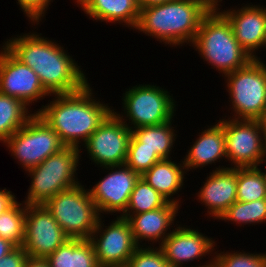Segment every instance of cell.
<instances>
[{
  "mask_svg": "<svg viewBox=\"0 0 266 267\" xmlns=\"http://www.w3.org/2000/svg\"><path fill=\"white\" fill-rule=\"evenodd\" d=\"M37 32L16 35L3 44L18 60L29 66L50 94H70L89 82L85 72L64 47Z\"/></svg>",
  "mask_w": 266,
  "mask_h": 267,
  "instance_id": "1",
  "label": "cell"
},
{
  "mask_svg": "<svg viewBox=\"0 0 266 267\" xmlns=\"http://www.w3.org/2000/svg\"><path fill=\"white\" fill-rule=\"evenodd\" d=\"M90 85L70 94H53L50 103L34 111L66 146L80 148V143L83 145L113 111L112 106L110 108L93 95Z\"/></svg>",
  "mask_w": 266,
  "mask_h": 267,
  "instance_id": "2",
  "label": "cell"
},
{
  "mask_svg": "<svg viewBox=\"0 0 266 267\" xmlns=\"http://www.w3.org/2000/svg\"><path fill=\"white\" fill-rule=\"evenodd\" d=\"M210 9L199 0H173L140 9L135 31L170 47L192 44Z\"/></svg>",
  "mask_w": 266,
  "mask_h": 267,
  "instance_id": "3",
  "label": "cell"
},
{
  "mask_svg": "<svg viewBox=\"0 0 266 267\" xmlns=\"http://www.w3.org/2000/svg\"><path fill=\"white\" fill-rule=\"evenodd\" d=\"M222 77L246 66L253 58L235 39L230 22L219 10H210L190 45Z\"/></svg>",
  "mask_w": 266,
  "mask_h": 267,
  "instance_id": "4",
  "label": "cell"
},
{
  "mask_svg": "<svg viewBox=\"0 0 266 267\" xmlns=\"http://www.w3.org/2000/svg\"><path fill=\"white\" fill-rule=\"evenodd\" d=\"M81 150L66 146L41 164L28 169L26 172L31 176V183L23 202L28 205H44L59 192L79 184L76 171L81 165Z\"/></svg>",
  "mask_w": 266,
  "mask_h": 267,
  "instance_id": "5",
  "label": "cell"
},
{
  "mask_svg": "<svg viewBox=\"0 0 266 267\" xmlns=\"http://www.w3.org/2000/svg\"><path fill=\"white\" fill-rule=\"evenodd\" d=\"M261 60L260 56L252 59L246 66L224 76L233 115L227 118H266V64Z\"/></svg>",
  "mask_w": 266,
  "mask_h": 267,
  "instance_id": "6",
  "label": "cell"
},
{
  "mask_svg": "<svg viewBox=\"0 0 266 267\" xmlns=\"http://www.w3.org/2000/svg\"><path fill=\"white\" fill-rule=\"evenodd\" d=\"M172 95L157 84H139L129 87L123 93L121 99L124 113L120 114L119 111H114V108L113 112L131 130L160 125L171 121L175 116L177 105Z\"/></svg>",
  "mask_w": 266,
  "mask_h": 267,
  "instance_id": "7",
  "label": "cell"
},
{
  "mask_svg": "<svg viewBox=\"0 0 266 267\" xmlns=\"http://www.w3.org/2000/svg\"><path fill=\"white\" fill-rule=\"evenodd\" d=\"M81 182L49 199L44 206L70 239H90L102 217Z\"/></svg>",
  "mask_w": 266,
  "mask_h": 267,
  "instance_id": "8",
  "label": "cell"
},
{
  "mask_svg": "<svg viewBox=\"0 0 266 267\" xmlns=\"http://www.w3.org/2000/svg\"><path fill=\"white\" fill-rule=\"evenodd\" d=\"M3 144L25 171L66 147L59 135L37 113Z\"/></svg>",
  "mask_w": 266,
  "mask_h": 267,
  "instance_id": "9",
  "label": "cell"
},
{
  "mask_svg": "<svg viewBox=\"0 0 266 267\" xmlns=\"http://www.w3.org/2000/svg\"><path fill=\"white\" fill-rule=\"evenodd\" d=\"M226 156L231 168L265 162L262 120L224 118Z\"/></svg>",
  "mask_w": 266,
  "mask_h": 267,
  "instance_id": "10",
  "label": "cell"
},
{
  "mask_svg": "<svg viewBox=\"0 0 266 267\" xmlns=\"http://www.w3.org/2000/svg\"><path fill=\"white\" fill-rule=\"evenodd\" d=\"M131 129L112 111L84 146L89 159L98 167L118 166L126 163Z\"/></svg>",
  "mask_w": 266,
  "mask_h": 267,
  "instance_id": "11",
  "label": "cell"
},
{
  "mask_svg": "<svg viewBox=\"0 0 266 267\" xmlns=\"http://www.w3.org/2000/svg\"><path fill=\"white\" fill-rule=\"evenodd\" d=\"M103 222L100 218L89 239L99 267H126L138 247L128 220L118 215L108 226Z\"/></svg>",
  "mask_w": 266,
  "mask_h": 267,
  "instance_id": "12",
  "label": "cell"
},
{
  "mask_svg": "<svg viewBox=\"0 0 266 267\" xmlns=\"http://www.w3.org/2000/svg\"><path fill=\"white\" fill-rule=\"evenodd\" d=\"M70 238L44 205L25 204V238L29 257L46 258Z\"/></svg>",
  "mask_w": 266,
  "mask_h": 267,
  "instance_id": "13",
  "label": "cell"
},
{
  "mask_svg": "<svg viewBox=\"0 0 266 267\" xmlns=\"http://www.w3.org/2000/svg\"><path fill=\"white\" fill-rule=\"evenodd\" d=\"M104 169L110 172L88 189L89 193L100 215L105 212L112 215L118 213L121 216L126 211L130 195L141 176L126 164L108 166Z\"/></svg>",
  "mask_w": 266,
  "mask_h": 267,
  "instance_id": "14",
  "label": "cell"
},
{
  "mask_svg": "<svg viewBox=\"0 0 266 267\" xmlns=\"http://www.w3.org/2000/svg\"><path fill=\"white\" fill-rule=\"evenodd\" d=\"M0 93L21 100L28 107L52 96L42 86L38 75L4 45L0 50Z\"/></svg>",
  "mask_w": 266,
  "mask_h": 267,
  "instance_id": "15",
  "label": "cell"
},
{
  "mask_svg": "<svg viewBox=\"0 0 266 267\" xmlns=\"http://www.w3.org/2000/svg\"><path fill=\"white\" fill-rule=\"evenodd\" d=\"M159 245L170 267H183L188 262L199 260L209 254L214 256L217 243L198 229L178 226ZM185 226V227H184ZM187 227V228H186Z\"/></svg>",
  "mask_w": 266,
  "mask_h": 267,
  "instance_id": "16",
  "label": "cell"
},
{
  "mask_svg": "<svg viewBox=\"0 0 266 267\" xmlns=\"http://www.w3.org/2000/svg\"><path fill=\"white\" fill-rule=\"evenodd\" d=\"M250 4L219 11L230 22L238 43L256 59V51L266 48V7Z\"/></svg>",
  "mask_w": 266,
  "mask_h": 267,
  "instance_id": "17",
  "label": "cell"
},
{
  "mask_svg": "<svg viewBox=\"0 0 266 267\" xmlns=\"http://www.w3.org/2000/svg\"><path fill=\"white\" fill-rule=\"evenodd\" d=\"M215 168L207 175L196 197L205 205L206 215L218 220L237 201V168L223 165Z\"/></svg>",
  "mask_w": 266,
  "mask_h": 267,
  "instance_id": "18",
  "label": "cell"
},
{
  "mask_svg": "<svg viewBox=\"0 0 266 267\" xmlns=\"http://www.w3.org/2000/svg\"><path fill=\"white\" fill-rule=\"evenodd\" d=\"M180 206L172 202H168L165 206L133 215H121L126 218L130 224L133 238L138 246H142V241L148 244L156 242L159 245L172 232L171 227H175L174 221ZM169 229V231H168ZM168 232V233H167ZM160 240V241H159ZM150 242V243H149Z\"/></svg>",
  "mask_w": 266,
  "mask_h": 267,
  "instance_id": "19",
  "label": "cell"
},
{
  "mask_svg": "<svg viewBox=\"0 0 266 267\" xmlns=\"http://www.w3.org/2000/svg\"><path fill=\"white\" fill-rule=\"evenodd\" d=\"M216 122L218 123L209 125L207 126L208 128L198 133L199 137L187 150L184 159H181L185 165L186 172L190 171V169L196 170V168H203L206 165L209 166V164L220 162L222 158L227 159L224 119L219 118Z\"/></svg>",
  "mask_w": 266,
  "mask_h": 267,
  "instance_id": "20",
  "label": "cell"
},
{
  "mask_svg": "<svg viewBox=\"0 0 266 267\" xmlns=\"http://www.w3.org/2000/svg\"><path fill=\"white\" fill-rule=\"evenodd\" d=\"M77 6L86 13L87 17L106 23H119L123 27L136 29L140 8L137 0H75Z\"/></svg>",
  "mask_w": 266,
  "mask_h": 267,
  "instance_id": "21",
  "label": "cell"
},
{
  "mask_svg": "<svg viewBox=\"0 0 266 267\" xmlns=\"http://www.w3.org/2000/svg\"><path fill=\"white\" fill-rule=\"evenodd\" d=\"M171 160L162 159L156 162L141 177L168 202L181 206V200L178 198L180 195L178 193L185 185L184 179L187 173L183 160L178 164ZM174 195H177V197L174 198Z\"/></svg>",
  "mask_w": 266,
  "mask_h": 267,
  "instance_id": "22",
  "label": "cell"
},
{
  "mask_svg": "<svg viewBox=\"0 0 266 267\" xmlns=\"http://www.w3.org/2000/svg\"><path fill=\"white\" fill-rule=\"evenodd\" d=\"M45 259L50 267H99L89 239H69Z\"/></svg>",
  "mask_w": 266,
  "mask_h": 267,
  "instance_id": "23",
  "label": "cell"
},
{
  "mask_svg": "<svg viewBox=\"0 0 266 267\" xmlns=\"http://www.w3.org/2000/svg\"><path fill=\"white\" fill-rule=\"evenodd\" d=\"M174 120L155 126H144L132 129V134L140 141V148L155 151L161 159H172L171 152L175 146Z\"/></svg>",
  "mask_w": 266,
  "mask_h": 267,
  "instance_id": "24",
  "label": "cell"
},
{
  "mask_svg": "<svg viewBox=\"0 0 266 267\" xmlns=\"http://www.w3.org/2000/svg\"><path fill=\"white\" fill-rule=\"evenodd\" d=\"M21 100L0 93V142L4 143L35 114ZM31 112V113H30Z\"/></svg>",
  "mask_w": 266,
  "mask_h": 267,
  "instance_id": "25",
  "label": "cell"
},
{
  "mask_svg": "<svg viewBox=\"0 0 266 267\" xmlns=\"http://www.w3.org/2000/svg\"><path fill=\"white\" fill-rule=\"evenodd\" d=\"M266 199V177L261 167L237 168V201Z\"/></svg>",
  "mask_w": 266,
  "mask_h": 267,
  "instance_id": "26",
  "label": "cell"
},
{
  "mask_svg": "<svg viewBox=\"0 0 266 267\" xmlns=\"http://www.w3.org/2000/svg\"><path fill=\"white\" fill-rule=\"evenodd\" d=\"M237 226L266 222V199L251 202L235 201L219 218Z\"/></svg>",
  "mask_w": 266,
  "mask_h": 267,
  "instance_id": "27",
  "label": "cell"
},
{
  "mask_svg": "<svg viewBox=\"0 0 266 267\" xmlns=\"http://www.w3.org/2000/svg\"><path fill=\"white\" fill-rule=\"evenodd\" d=\"M168 201L142 177L136 182L130 195L126 211L122 215H133L165 206Z\"/></svg>",
  "mask_w": 266,
  "mask_h": 267,
  "instance_id": "28",
  "label": "cell"
},
{
  "mask_svg": "<svg viewBox=\"0 0 266 267\" xmlns=\"http://www.w3.org/2000/svg\"><path fill=\"white\" fill-rule=\"evenodd\" d=\"M0 237L22 246L25 238V203L18 201L0 214Z\"/></svg>",
  "mask_w": 266,
  "mask_h": 267,
  "instance_id": "29",
  "label": "cell"
},
{
  "mask_svg": "<svg viewBox=\"0 0 266 267\" xmlns=\"http://www.w3.org/2000/svg\"><path fill=\"white\" fill-rule=\"evenodd\" d=\"M162 160L155 151L140 148V141L132 134L129 145L126 165L142 176L156 162Z\"/></svg>",
  "mask_w": 266,
  "mask_h": 267,
  "instance_id": "30",
  "label": "cell"
},
{
  "mask_svg": "<svg viewBox=\"0 0 266 267\" xmlns=\"http://www.w3.org/2000/svg\"><path fill=\"white\" fill-rule=\"evenodd\" d=\"M214 252L218 267H266V253H248L245 251Z\"/></svg>",
  "mask_w": 266,
  "mask_h": 267,
  "instance_id": "31",
  "label": "cell"
},
{
  "mask_svg": "<svg viewBox=\"0 0 266 267\" xmlns=\"http://www.w3.org/2000/svg\"><path fill=\"white\" fill-rule=\"evenodd\" d=\"M143 245L137 247L126 267H170L159 246Z\"/></svg>",
  "mask_w": 266,
  "mask_h": 267,
  "instance_id": "32",
  "label": "cell"
},
{
  "mask_svg": "<svg viewBox=\"0 0 266 267\" xmlns=\"http://www.w3.org/2000/svg\"><path fill=\"white\" fill-rule=\"evenodd\" d=\"M18 5L24 12L25 16L29 19L32 25L35 26L42 21L47 13L49 5L53 0H17Z\"/></svg>",
  "mask_w": 266,
  "mask_h": 267,
  "instance_id": "33",
  "label": "cell"
},
{
  "mask_svg": "<svg viewBox=\"0 0 266 267\" xmlns=\"http://www.w3.org/2000/svg\"><path fill=\"white\" fill-rule=\"evenodd\" d=\"M28 258L27 251L22 246H17L0 259V267H24Z\"/></svg>",
  "mask_w": 266,
  "mask_h": 267,
  "instance_id": "34",
  "label": "cell"
},
{
  "mask_svg": "<svg viewBox=\"0 0 266 267\" xmlns=\"http://www.w3.org/2000/svg\"><path fill=\"white\" fill-rule=\"evenodd\" d=\"M15 197L12 191H8L6 188L0 189V214L6 212L17 202Z\"/></svg>",
  "mask_w": 266,
  "mask_h": 267,
  "instance_id": "35",
  "label": "cell"
},
{
  "mask_svg": "<svg viewBox=\"0 0 266 267\" xmlns=\"http://www.w3.org/2000/svg\"><path fill=\"white\" fill-rule=\"evenodd\" d=\"M17 246L11 241L0 237V259L14 250Z\"/></svg>",
  "mask_w": 266,
  "mask_h": 267,
  "instance_id": "36",
  "label": "cell"
},
{
  "mask_svg": "<svg viewBox=\"0 0 266 267\" xmlns=\"http://www.w3.org/2000/svg\"><path fill=\"white\" fill-rule=\"evenodd\" d=\"M24 267H50L48 261L45 258H32L29 257Z\"/></svg>",
  "mask_w": 266,
  "mask_h": 267,
  "instance_id": "37",
  "label": "cell"
},
{
  "mask_svg": "<svg viewBox=\"0 0 266 267\" xmlns=\"http://www.w3.org/2000/svg\"><path fill=\"white\" fill-rule=\"evenodd\" d=\"M169 1H173V0H137V4H138V7L142 9L144 7L159 5V4L169 2Z\"/></svg>",
  "mask_w": 266,
  "mask_h": 267,
  "instance_id": "38",
  "label": "cell"
},
{
  "mask_svg": "<svg viewBox=\"0 0 266 267\" xmlns=\"http://www.w3.org/2000/svg\"><path fill=\"white\" fill-rule=\"evenodd\" d=\"M202 3H204L210 10H219L220 6L222 7L220 2L222 3V0H199Z\"/></svg>",
  "mask_w": 266,
  "mask_h": 267,
  "instance_id": "39",
  "label": "cell"
},
{
  "mask_svg": "<svg viewBox=\"0 0 266 267\" xmlns=\"http://www.w3.org/2000/svg\"><path fill=\"white\" fill-rule=\"evenodd\" d=\"M262 129H263L264 157L266 162V118L262 120Z\"/></svg>",
  "mask_w": 266,
  "mask_h": 267,
  "instance_id": "40",
  "label": "cell"
},
{
  "mask_svg": "<svg viewBox=\"0 0 266 267\" xmlns=\"http://www.w3.org/2000/svg\"><path fill=\"white\" fill-rule=\"evenodd\" d=\"M210 261V262H209ZM200 265V266H199ZM199 265L196 266H191V267H218V265L216 264L215 260H214V256L209 259L207 262L204 263V265H201V262Z\"/></svg>",
  "mask_w": 266,
  "mask_h": 267,
  "instance_id": "41",
  "label": "cell"
}]
</instances>
